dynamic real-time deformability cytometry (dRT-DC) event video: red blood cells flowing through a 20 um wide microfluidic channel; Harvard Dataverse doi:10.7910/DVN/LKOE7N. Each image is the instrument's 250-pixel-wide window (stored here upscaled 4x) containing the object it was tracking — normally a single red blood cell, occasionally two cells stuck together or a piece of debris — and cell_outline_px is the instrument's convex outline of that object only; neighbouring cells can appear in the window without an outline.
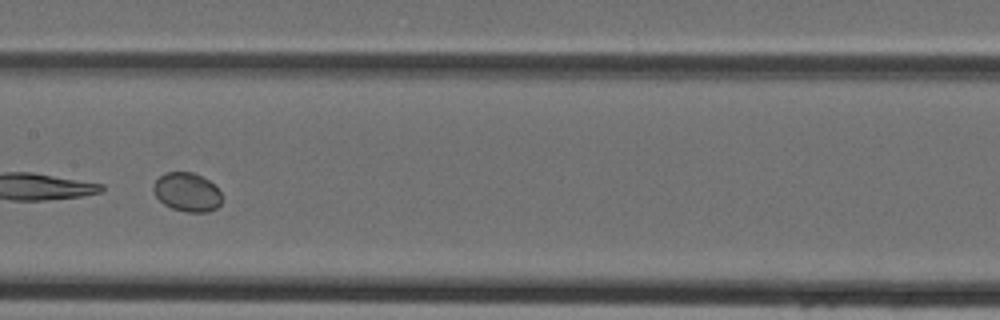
{"species": "Egyptian fruit bat (a non-hibernating species)", "species_latin": "Rousettus aegyptiacus", "temperature_condition": "cold", "stored_images_in_passage": 34, "camera_frame_rate_fps": 3000, "um_per_image_px": 0.085, "animal": {"sex": "female"}, "frame": {"image": 1, "passage_image": 15, "time_ms": 4.667, "image_size_px": [1000, 320], "cell_outline_px": [[220, 204], [216, 208], [208, 212], [188, 212], [172, 208], [164, 204], [156, 196], [152, 188], [152, 184], [160, 176], [168, 172], [192, 172], [208, 180], [220, 192]], "centroid_in_image_um": [15.87, 16.33], "position_along_channel_um": 191.5, "area_um2": 15.26}}